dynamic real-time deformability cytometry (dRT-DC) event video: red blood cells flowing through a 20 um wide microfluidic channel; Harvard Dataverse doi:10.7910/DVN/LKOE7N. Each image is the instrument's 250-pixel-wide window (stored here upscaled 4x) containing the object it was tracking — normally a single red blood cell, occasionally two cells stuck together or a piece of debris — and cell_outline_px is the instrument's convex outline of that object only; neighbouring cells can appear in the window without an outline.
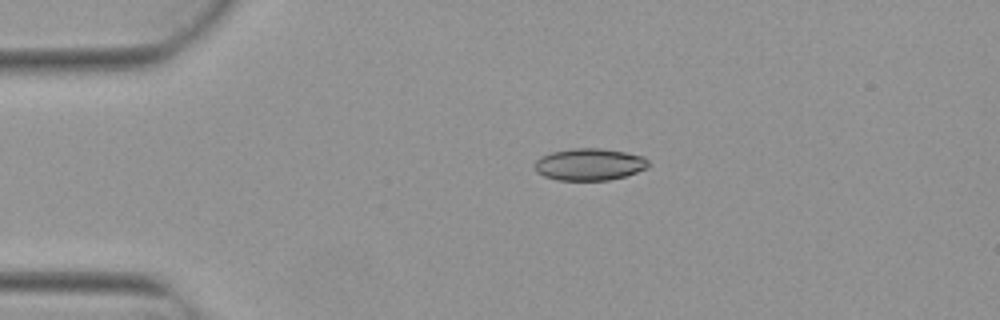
{"species": "Egyptian fruit bat (a non-hibernating species)", "species_latin": "Rousettus aegyptiacus", "temperature_condition": "warm", "stored_images_in_passage": 4, "camera_frame_rate_fps": 3000, "um_per_image_px": 0.085, "animal": {"sex": "female"}, "frame": {"image": 1, "passage_image": 3, "time_ms": 0.667, "image_size_px": [1000, 320], "cell_outline_px": [[648, 168], [624, 176], [608, 180], [556, 180], [544, 176], [536, 172], [536, 160], [540, 156], [552, 152], [572, 148], [600, 148], [624, 152], [644, 156], [648, 160]], "centroid_in_image_um": [50.1, 13.97], "position_along_channel_um": 34.9, "area_um2": 21.15}}